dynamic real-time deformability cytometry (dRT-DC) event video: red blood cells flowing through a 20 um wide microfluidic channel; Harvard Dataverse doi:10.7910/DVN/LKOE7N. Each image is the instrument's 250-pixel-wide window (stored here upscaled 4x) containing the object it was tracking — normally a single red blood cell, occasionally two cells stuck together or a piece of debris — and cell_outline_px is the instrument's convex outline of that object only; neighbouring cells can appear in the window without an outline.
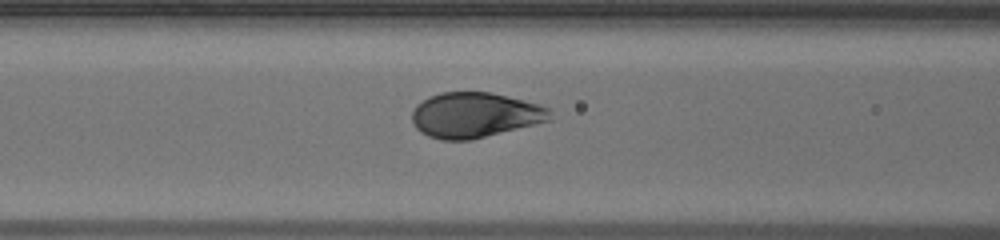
{"species": "human", "species_latin": "Homo sapiens", "temperature_condition": "warm", "stored_images_in_passage": 35, "segment_of_instrument_passage": [1, 2], "camera_frame_rate_fps": 3000, "um_per_image_px": 0.085, "donor": {"sex": "male"}, "frame": {"image": 1, "passage_image": 6, "time_ms": 1.667, "image_size_px": [1000, 240], "cell_outline_px": [[552, 120], [472, 140], [440, 140], [428, 136], [420, 132], [416, 128], [412, 120], [412, 112], [416, 104], [428, 96], [440, 92], [488, 92], [508, 96], [540, 104], [548, 108], [552, 112]], "centroid_in_image_um": [40.36, 9.78], "position_along_channel_um": 126.2, "area_um2": 36.7}}
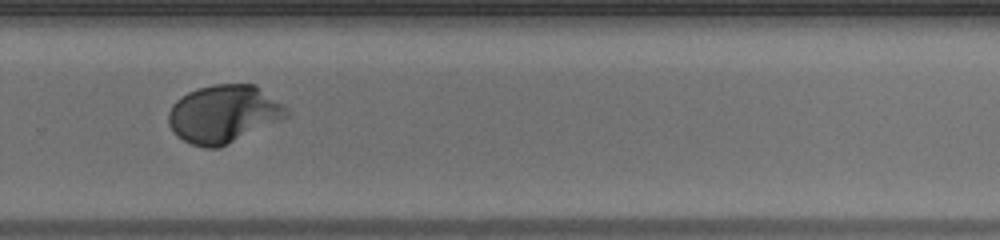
{"frame": {"image": 2, "passage_image": 19, "time_ms": 6.0, "image_size_px": [1000, 240], "cell_outline_px": [[288, 116], [280, 120], [220, 148], [204, 148], [192, 144], [176, 136], [168, 124], [168, 112], [172, 104], [176, 100], [188, 92], [196, 88], [212, 84], [256, 84], [284, 104], [288, 108]], "centroid_in_image_um": [19.0, 9.67], "position_along_channel_um": 310.8, "area_um2": 40.06}}
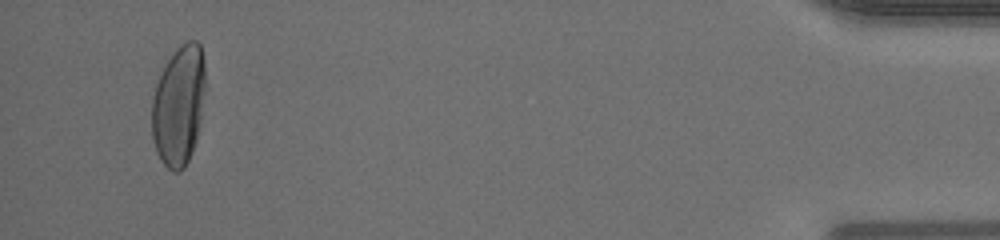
{"frame": {"image": 3, "passage_image": 32, "time_ms": 10.333, "image_size_px": [1000, 240], "cell_outline_px": [[204, 92], [200, 124], [196, 140], [192, 152], [184, 168], [176, 172], [172, 172], [160, 160], [156, 152], [152, 140], [152, 100], [156, 84], [172, 52], [180, 44], [188, 40], [196, 40], [200, 44], [204, 60]], "centroid_in_image_um": [15.18, 8.97], "position_along_channel_um": 420.0, "area_um2": 37.57}}